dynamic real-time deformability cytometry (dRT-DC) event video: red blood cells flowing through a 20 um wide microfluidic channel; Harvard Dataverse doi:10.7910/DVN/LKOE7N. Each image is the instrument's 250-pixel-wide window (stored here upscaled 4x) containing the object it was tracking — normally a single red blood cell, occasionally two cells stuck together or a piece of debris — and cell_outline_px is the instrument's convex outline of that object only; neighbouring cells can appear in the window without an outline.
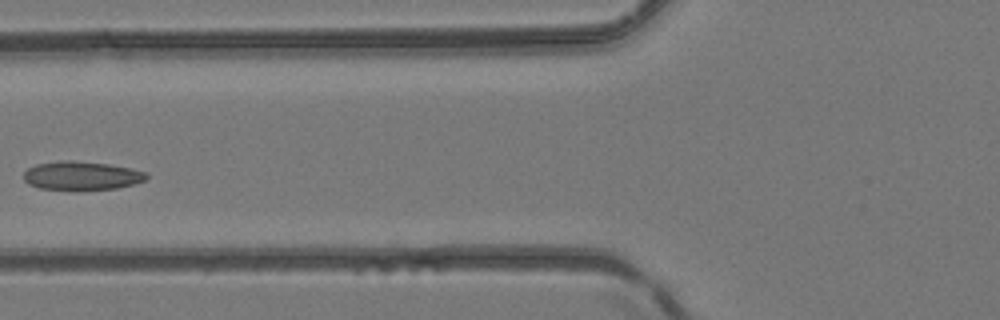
{"species": "common noctule bat (a hibernating species)", "species_latin": "Nyctalus noctula", "temperature_condition": "room temperature", "stored_images_in_passage": 4, "camera_frame_rate_fps": 3000, "um_per_image_px": 0.085, "animal": {"sex": "female", "body_mass_g": 24.6, "forearm_length_mm": 56.2}, "frame": {"image": 1, "passage_image": 4, "time_ms": 1.0, "image_size_px": [1000, 320], "cell_outline_px": [[148, 176], [144, 180], [132, 184], [116, 188], [40, 188], [28, 184], [24, 180], [24, 172], [28, 168], [36, 164], [60, 160], [72, 160], [108, 164], [132, 168], [148, 172]], "centroid_in_image_um": [6.93, 14.89], "position_along_channel_um": 118.9, "area_um2": 20.0}}